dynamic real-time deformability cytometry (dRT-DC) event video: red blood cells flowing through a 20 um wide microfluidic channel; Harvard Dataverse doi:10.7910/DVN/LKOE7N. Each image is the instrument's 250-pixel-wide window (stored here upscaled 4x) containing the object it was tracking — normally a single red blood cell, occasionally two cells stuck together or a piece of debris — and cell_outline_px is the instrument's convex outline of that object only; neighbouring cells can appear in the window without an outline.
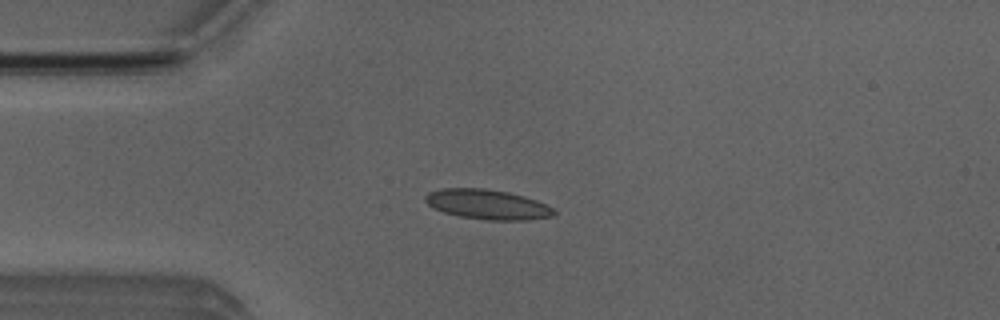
{"species": "Egyptian fruit bat (a non-hibernating species)", "species_latin": "Rousettus aegyptiacus", "temperature_condition": "room temperature", "stored_images_in_passage": 52, "camera_frame_rate_fps": 3000, "um_per_image_px": 0.085, "animal": {"sex": "male"}, "frame": {"image": 1, "passage_image": 13, "time_ms": 4.0, "image_size_px": [1000, 320], "cell_outline_px": [[556, 212], [552, 216], [528, 220], [488, 220], [460, 216], [444, 212], [428, 204], [424, 200], [424, 196], [428, 192], [444, 188], [484, 188], [508, 192], [524, 196], [536, 200], [552, 208]], "centroid_in_image_um": [41.42, 17.37], "position_along_channel_um": 43.6, "area_um2": 22.2}}
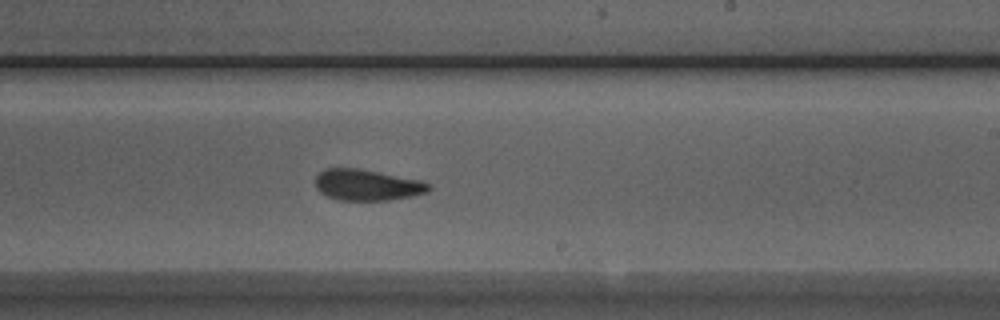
{"frame": {"image": 2, "passage_image": 31, "time_ms": 10.0, "image_size_px": [1000, 320], "cell_outline_px": [[432, 188], [428, 192], [412, 196], [388, 200], [340, 200], [328, 196], [320, 192], [316, 188], [316, 176], [320, 172], [328, 168], [356, 168], [420, 180], [428, 184]], "centroid_in_image_um": [31.2, 15.73], "position_along_channel_um": 257.8, "area_um2": 20.29}}
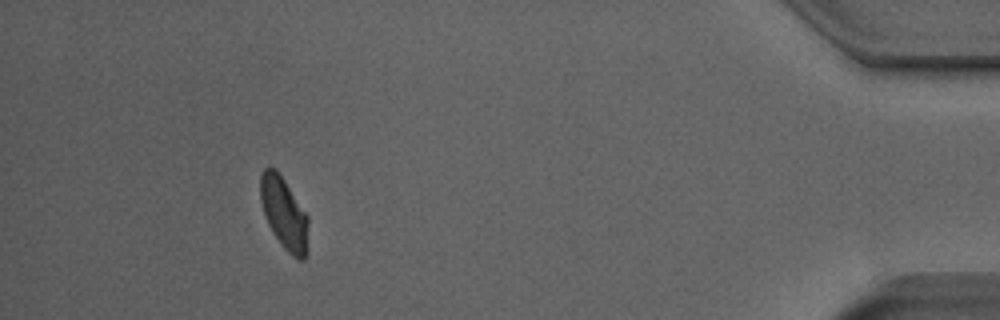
{"frame": {"image": 3, "passage_image": 48, "time_ms": 15.667, "image_size_px": [1000, 320], "cell_outline_px": [[308, 252], [304, 260], [296, 260], [280, 244], [272, 232], [264, 216], [260, 200], [260, 176], [264, 168], [268, 164], [276, 168], [308, 216]], "centroid_in_image_um": [24.14, 18.14], "position_along_channel_um": 411.1, "area_um2": 20.52}, "authors_computed_cell_mechanics": {"area_um2": 21.097, "velocity_mm_per_s": 3.8659, "shape_relaxation_time_tau1_ms": 7.4456, "shape_relaxation_time_tau2_ms": 1.655, "deformation_change_tau1": 0.1512, "deformation_change_tau2": 0.0732}}